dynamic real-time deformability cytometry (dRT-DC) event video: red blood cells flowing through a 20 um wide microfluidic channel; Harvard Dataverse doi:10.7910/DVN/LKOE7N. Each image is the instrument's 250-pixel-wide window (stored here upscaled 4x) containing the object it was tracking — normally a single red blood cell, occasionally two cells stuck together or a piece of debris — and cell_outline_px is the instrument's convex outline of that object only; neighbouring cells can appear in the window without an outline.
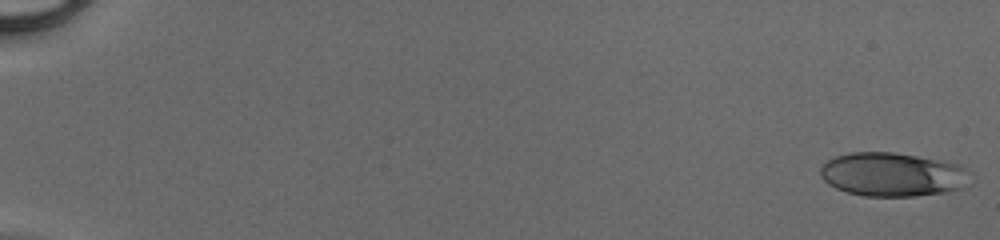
{"species": "human", "species_latin": "Homo sapiens", "temperature_condition": "cold", "stored_images_in_passage": 49, "camera_frame_rate_fps": 3000, "um_per_image_px": 0.085, "donor": {"sex": "male"}, "frame": {"image": 1, "passage_image": 1, "time_ms": 0.0, "image_size_px": [1000, 240], "cell_outline_px": [[968, 188], [948, 192], [916, 196], [864, 196], [848, 192], [836, 188], [828, 184], [820, 176], [820, 168], [828, 160], [836, 156], [852, 152], [892, 152], [916, 156], [960, 164], [964, 168]], "centroid_in_image_um": [75.85, 14.84], "position_along_channel_um": 9.2, "area_um2": 38.15}}
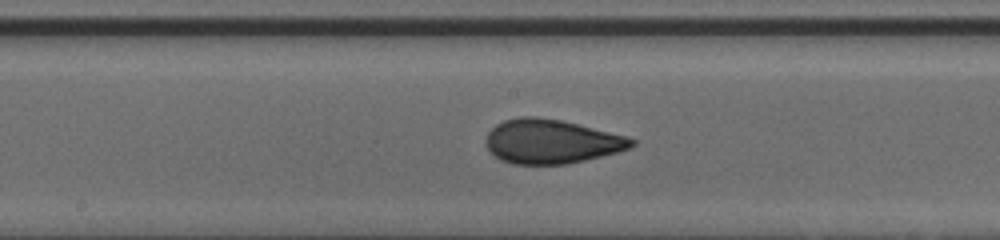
{"frame": {"image": 2, "passage_image": 28, "time_ms": 9.0, "image_size_px": [1000, 240], "cell_outline_px": [[636, 144], [632, 148], [568, 164], [512, 164], [500, 160], [488, 148], [488, 132], [496, 124], [504, 120], [520, 116], [536, 116], [560, 120], [628, 136], [636, 140]], "centroid_in_image_um": [46.9, 12.02], "position_along_channel_um": 201.3, "area_um2": 37.28}}
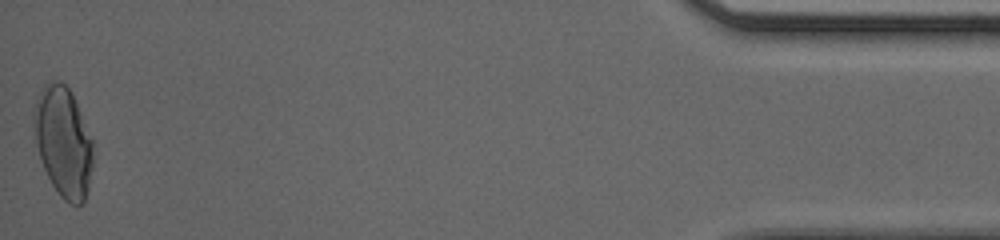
{"frame": {"image": 3, "passage_image": 49, "time_ms": 16.0, "image_size_px": [1000, 240], "cell_outline_px": [[92, 168], [88, 188], [84, 200], [80, 204], [68, 204], [60, 196], [52, 184], [44, 168], [36, 144], [32, 120], [32, 112], [36, 100], [44, 84], [56, 80], [60, 80], [68, 88], [76, 104], [92, 140]], "centroid_in_image_um": [5.35, 12.05], "position_along_channel_um": 429.8, "area_um2": 37.51}}